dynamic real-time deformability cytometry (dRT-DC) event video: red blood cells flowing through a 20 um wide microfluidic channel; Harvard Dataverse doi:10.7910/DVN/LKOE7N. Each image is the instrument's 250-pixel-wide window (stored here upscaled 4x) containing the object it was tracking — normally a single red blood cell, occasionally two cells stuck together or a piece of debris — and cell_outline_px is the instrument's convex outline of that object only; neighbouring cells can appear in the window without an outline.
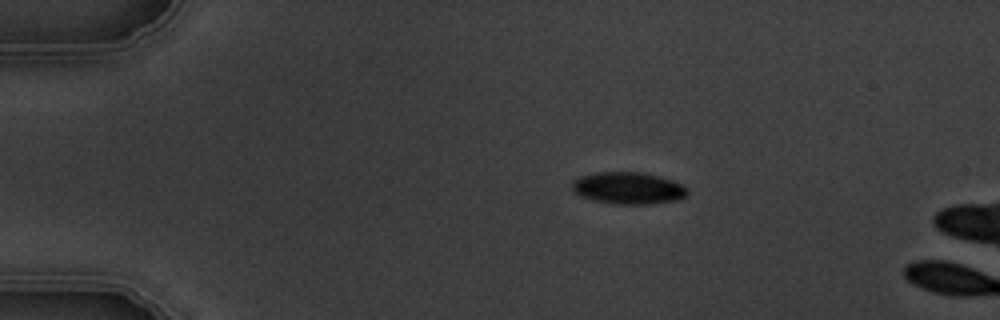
{"species": "common noctule bat (a hibernating species)", "species_latin": "Nyctalus noctula", "temperature_condition": "warm", "stored_images_in_passage": 2, "camera_frame_rate_fps": 3000, "um_per_image_px": 0.085, "animal": {"sex": "male", "body_mass_g": 19.5, "forearm_length_mm": 54.6}, "frame": {"image": 1, "passage_image": 1, "time_ms": 0.0, "image_size_px": [1000, 320], "cell_outline_px": [[688, 196], [680, 200], [648, 204], [616, 204], [596, 200], [580, 196], [572, 192], [572, 180], [580, 176], [596, 172], [640, 172], [672, 180], [684, 184], [688, 188]], "centroid_in_image_um": [53.42, 15.99], "position_along_channel_um": 31.6, "area_um2": 21.68}}